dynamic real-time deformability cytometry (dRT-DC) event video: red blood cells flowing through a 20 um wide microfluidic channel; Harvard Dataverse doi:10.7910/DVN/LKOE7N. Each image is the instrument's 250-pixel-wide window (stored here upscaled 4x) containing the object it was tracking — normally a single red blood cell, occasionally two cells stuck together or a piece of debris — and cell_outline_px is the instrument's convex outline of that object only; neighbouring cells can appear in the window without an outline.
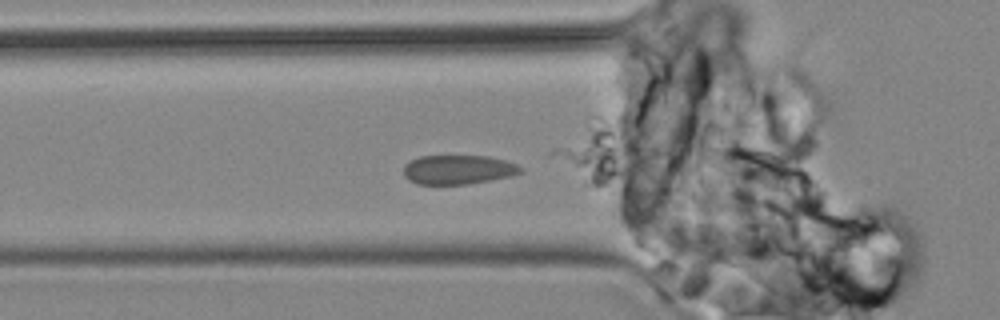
{"species": "common noctule bat (a hibernating species)", "species_latin": "Nyctalus noctula", "temperature_condition": "cold", "stored_images_in_passage": 4, "camera_frame_rate_fps": 3000, "um_per_image_px": 0.085, "animal": {"sex": "male", "body_mass_g": 19.2, "forearm_length_mm": 51.8}, "frame": {"image": 1, "passage_image": 3, "time_ms": 3.333, "image_size_px": [1000, 320], "cell_outline_px": [[524, 172], [512, 176], [468, 184], [416, 184], [408, 180], [404, 176], [404, 164], [420, 156], [488, 156], [504, 160], [516, 164], [524, 168]], "centroid_in_image_um": [38.96, 14.42], "position_along_channel_um": 86.8, "area_um2": 20.06}}